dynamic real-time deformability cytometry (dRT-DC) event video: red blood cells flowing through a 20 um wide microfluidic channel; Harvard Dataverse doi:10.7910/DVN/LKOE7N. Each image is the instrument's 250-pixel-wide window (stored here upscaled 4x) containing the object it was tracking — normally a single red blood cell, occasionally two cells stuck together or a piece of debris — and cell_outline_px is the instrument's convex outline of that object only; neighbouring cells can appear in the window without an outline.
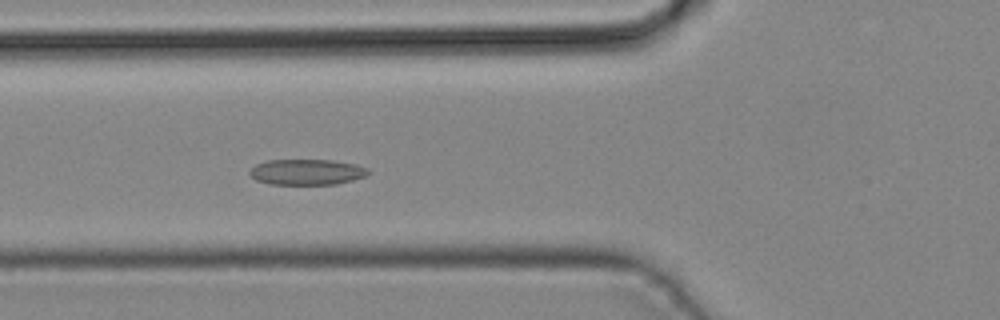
{"species": "common noctule bat (a hibernating species)", "species_latin": "Nyctalus noctula", "temperature_condition": "cold", "stored_images_in_passage": 40, "camera_frame_rate_fps": 3000, "um_per_image_px": 0.085, "animal": {"sex": "male", "body_mass_g": 19.2, "forearm_length_mm": 51.8}, "frame": {"image": 1, "passage_image": 13, "time_ms": 4.0, "image_size_px": [1000, 320], "cell_outline_px": [[368, 172], [364, 176], [352, 180], [336, 184], [268, 184], [256, 180], [248, 172], [256, 164], [268, 160], [332, 160], [356, 164], [368, 168]], "centroid_in_image_um": [26.06, 14.62], "position_along_channel_um": 99.7, "area_um2": 17.63}}
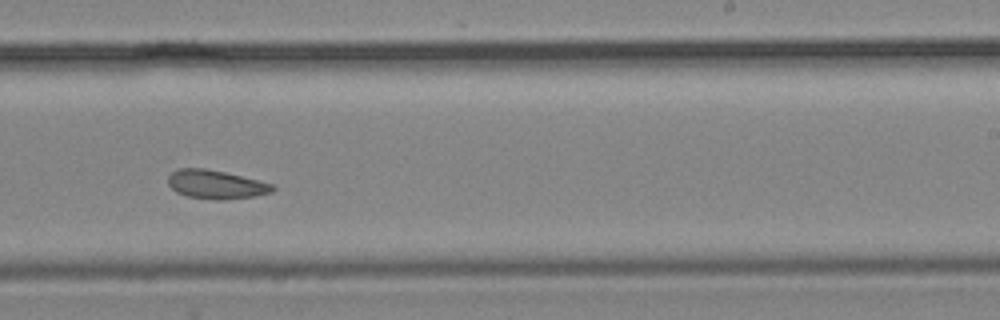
{"frame": {"image": 2, "passage_image": 24, "time_ms": 7.667, "image_size_px": [1000, 320], "cell_outline_px": [[276, 188], [272, 192], [252, 196], [224, 200], [216, 200], [188, 196], [176, 192], [168, 184], [168, 176], [176, 168], [204, 168], [224, 172], [276, 184]], "centroid_in_image_um": [18.36, 15.67], "position_along_channel_um": 270.6, "area_um2": 17.51}}
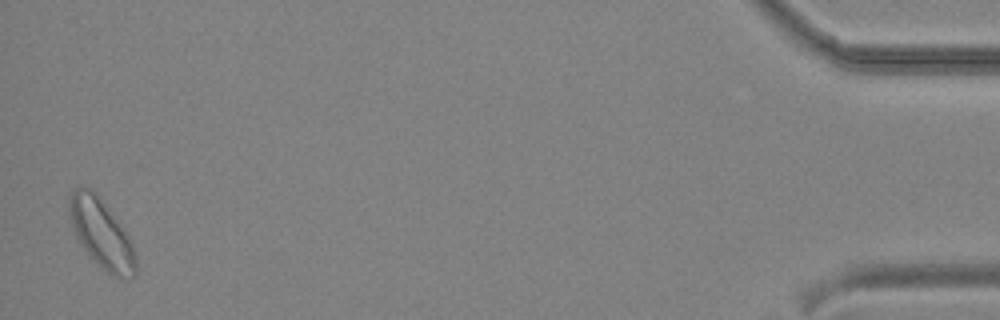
{"frame": {"image": 3, "passage_image": 40, "time_ms": 13.0, "image_size_px": [1000, 320], "cell_outline_px": [[136, 276], [116, 276], [108, 272], [80, 244], [68, 220], [68, 196], [80, 184], [96, 192], [128, 236], [132, 244], [136, 260]], "centroid_in_image_um": [8.56, 19.77], "position_along_channel_um": 426.6, "area_um2": 26.13}}